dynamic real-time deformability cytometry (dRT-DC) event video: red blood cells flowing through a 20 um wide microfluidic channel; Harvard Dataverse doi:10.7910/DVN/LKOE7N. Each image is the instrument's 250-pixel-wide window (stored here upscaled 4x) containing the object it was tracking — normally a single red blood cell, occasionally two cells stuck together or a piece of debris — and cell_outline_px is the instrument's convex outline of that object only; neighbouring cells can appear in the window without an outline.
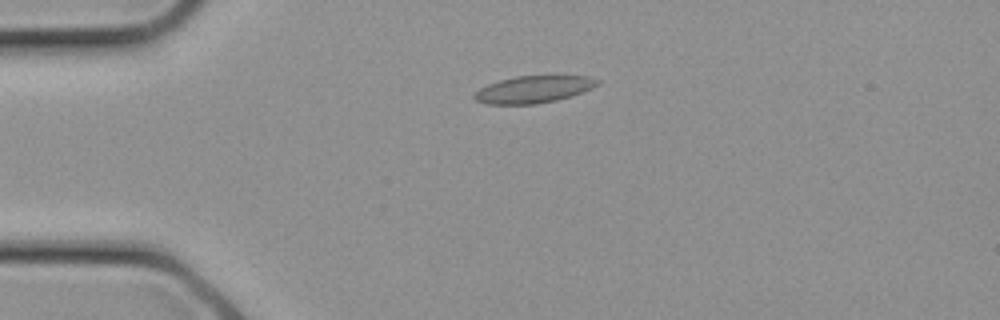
{"species": "common noctule bat (a hibernating species)", "species_latin": "Nyctalus noctula", "temperature_condition": "cold", "stored_images_in_passage": 9, "camera_frame_rate_fps": 3000, "um_per_image_px": 0.085, "animal": {"sex": "female", "body_mass_g": 21.9}, "frame": {"image": 1, "passage_image": 2, "time_ms": 0.333, "image_size_px": [1000, 320], "cell_outline_px": [[600, 84], [592, 88], [572, 96], [556, 100], [536, 104], [488, 104], [476, 100], [472, 96], [480, 88], [488, 84], [500, 80], [516, 76], [552, 72], [556, 72], [588, 76], [600, 80]], "centroid_in_image_um": [45.46, 7.53], "position_along_channel_um": 39.5, "area_um2": 20.46}}
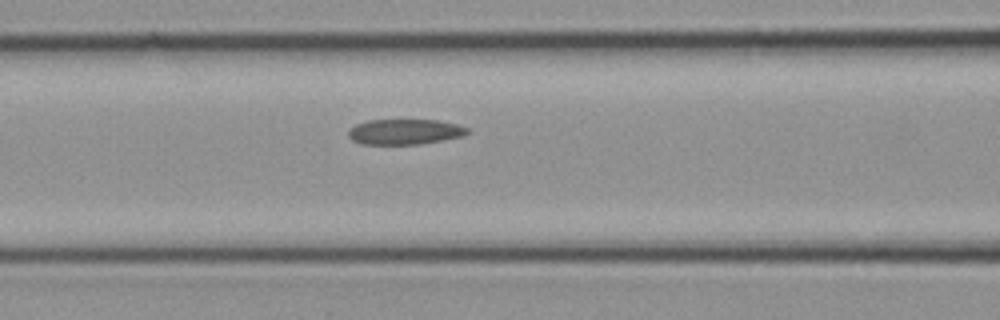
{"frame": {"image": 2, "passage_image": 7, "time_ms": 2.0, "image_size_px": [1000, 320], "cell_outline_px": [[468, 132], [464, 136], [420, 144], [360, 144], [352, 140], [348, 136], [348, 128], [356, 124], [368, 120], [436, 120], [456, 124], [468, 128]], "centroid_in_image_um": [34.36, 11.2], "position_along_channel_um": 132.2, "area_um2": 17.63}}
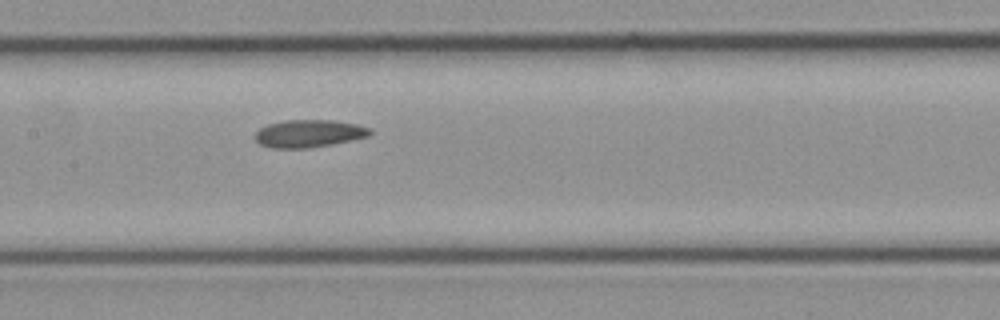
{"frame": {"image": 3, "passage_image": 9, "time_ms": 2.667, "image_size_px": [1000, 320], "cell_outline_px": [[372, 132], [368, 136], [332, 144], [304, 148], [272, 148], [260, 144], [256, 140], [256, 132], [260, 128], [268, 124], [284, 120], [332, 120], [356, 124], [372, 128]], "centroid_in_image_um": [26.26, 11.34], "position_along_channel_um": 181.1, "area_um2": 18.32}}